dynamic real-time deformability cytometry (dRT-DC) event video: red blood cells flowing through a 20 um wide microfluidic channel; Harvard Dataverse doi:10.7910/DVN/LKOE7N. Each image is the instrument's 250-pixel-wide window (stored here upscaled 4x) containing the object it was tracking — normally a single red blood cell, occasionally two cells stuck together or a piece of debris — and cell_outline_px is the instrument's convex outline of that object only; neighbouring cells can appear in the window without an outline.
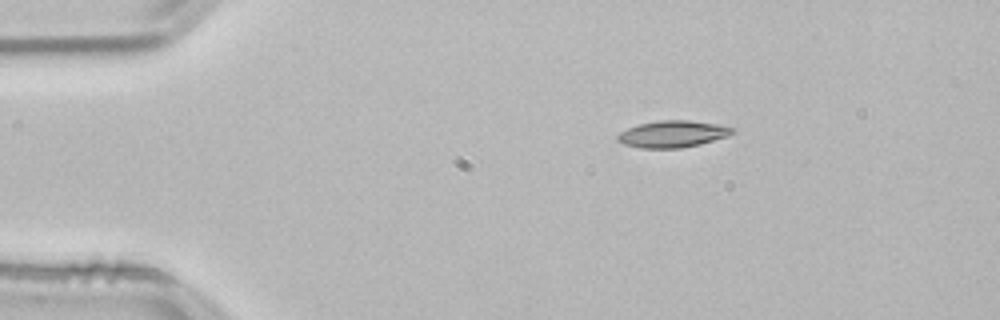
{"species": "common noctule bat (a hibernating species)", "species_latin": "Nyctalus noctula", "temperature_condition": "room temperature", "stored_images_in_passage": 45, "camera_frame_rate_fps": 3000, "um_per_image_px": 0.085, "animal": {"sex": "male", "body_mass_g": 21.5, "forearm_length_mm": 52.0}, "frame": {"image": 1, "passage_image": 1, "time_ms": 0.0, "image_size_px": [1000, 320], "cell_outline_px": [[736, 132], [728, 136], [700, 144], [680, 148], [640, 148], [624, 144], [616, 140], [616, 136], [620, 132], [628, 128], [640, 124], [660, 120], [688, 120], [716, 124], [732, 128]], "centroid_in_image_um": [57.15, 11.39], "position_along_channel_um": 27.8, "area_um2": 17.8}}
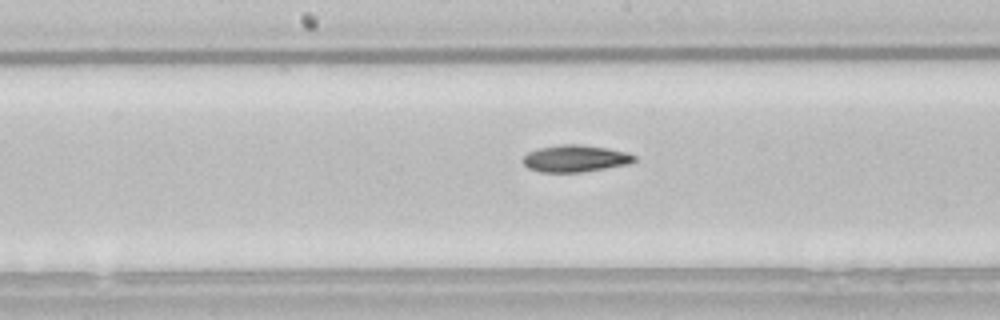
{"frame": {"image": 2, "passage_image": 19, "time_ms": 6.0, "image_size_px": [1000, 320], "cell_outline_px": [[636, 160], [628, 164], [580, 172], [540, 172], [528, 168], [524, 164], [524, 156], [528, 152], [536, 148], [560, 144], [580, 144], [608, 148], [628, 152], [636, 156]], "centroid_in_image_um": [48.89, 13.46], "position_along_channel_um": 199.3, "area_um2": 17.51}}
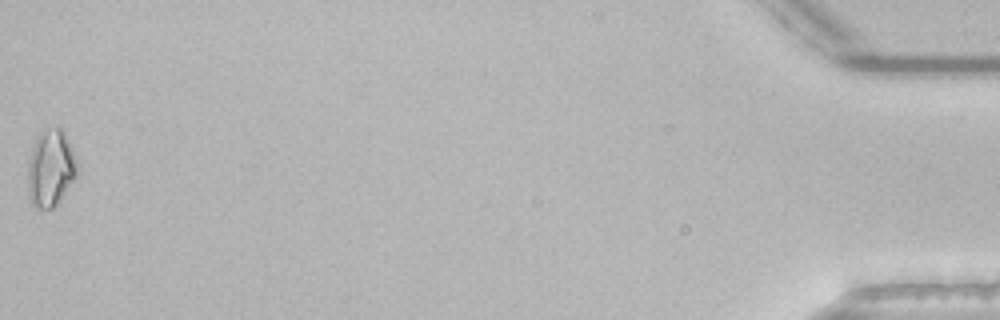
{"frame": {"image": 3, "passage_image": 45, "time_ms": 14.667, "image_size_px": [1000, 320], "cell_outline_px": [[80, 172], [56, 204], [52, 208], [36, 208], [32, 204], [28, 196], [28, 160], [36, 136], [40, 132], [48, 128], [60, 128], [64, 132], [72, 148]], "centroid_in_image_um": [4.3, 14.29], "position_along_channel_um": 430.9, "area_um2": 22.2}, "authors_computed_cell_mechanics": {"area_um2": 17.2244, "velocity_mm_per_s": 3.8456, "shape_relaxation_time_tau1_ms": 7.7704, "shape_relaxation_time_tau2_ms": 7.7734, "deformation_change_tau1": 0.1704, "deformation_change_tau2": 0.1428}}